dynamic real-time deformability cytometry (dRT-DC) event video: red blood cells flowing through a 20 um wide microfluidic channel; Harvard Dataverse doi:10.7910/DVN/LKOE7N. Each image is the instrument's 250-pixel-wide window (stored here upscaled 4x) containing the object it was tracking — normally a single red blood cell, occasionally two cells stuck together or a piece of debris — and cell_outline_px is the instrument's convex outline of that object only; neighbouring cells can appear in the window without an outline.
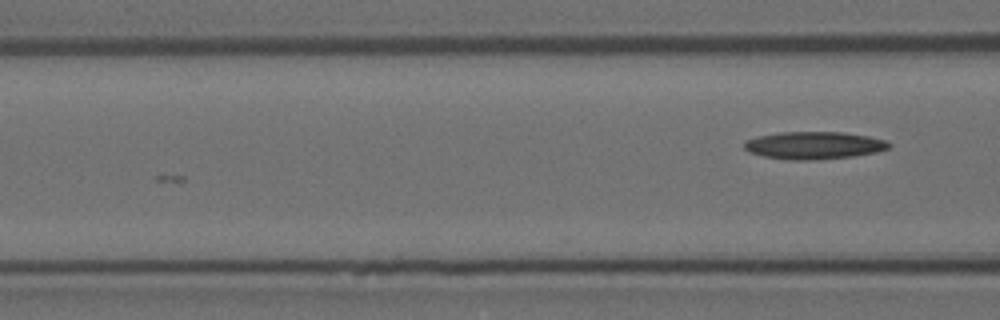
{"species": "Egyptian fruit bat (a non-hibernating species)", "species_latin": "Rousettus aegyptiacus", "temperature_condition": "room temperature", "stored_images_in_passage": 4, "camera_frame_rate_fps": 3000, "um_per_image_px": 0.085, "animal": {"sex": "female"}, "frame": {"image": 1, "passage_image": 4, "time_ms": 1.0, "image_size_px": [1000, 320], "cell_outline_px": [[892, 144], [888, 148], [876, 152], [852, 156], [808, 160], [788, 160], [764, 156], [748, 152], [744, 148], [744, 140], [756, 136], [780, 132], [844, 132], [868, 136], [884, 140]], "centroid_in_image_um": [69.14, 12.35], "position_along_channel_um": 97.5, "area_um2": 23.18}}